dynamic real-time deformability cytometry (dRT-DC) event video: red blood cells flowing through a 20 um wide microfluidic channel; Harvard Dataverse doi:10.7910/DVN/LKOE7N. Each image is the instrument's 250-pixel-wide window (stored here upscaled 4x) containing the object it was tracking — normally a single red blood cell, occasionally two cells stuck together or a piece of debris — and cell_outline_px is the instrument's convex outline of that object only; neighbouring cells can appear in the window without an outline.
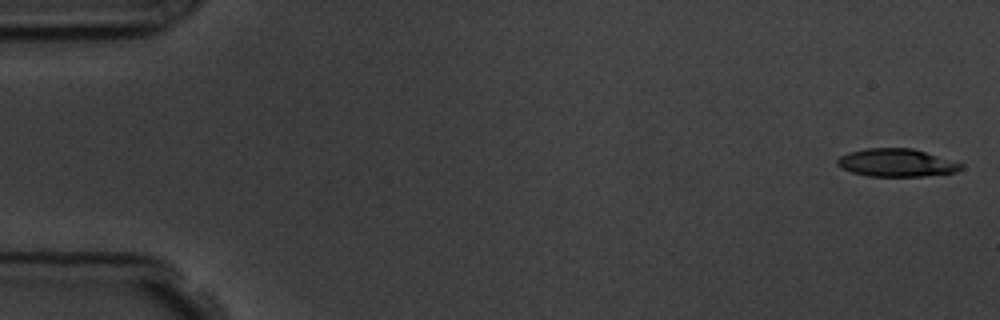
{"species": "common noctule bat (a hibernating species)", "species_latin": "Nyctalus noctula", "temperature_condition": "room temperature", "stored_images_in_passage": 14, "camera_frame_rate_fps": 3000, "um_per_image_px": 0.085, "animal": {"sex": "male", "body_mass_g": 19.5, "forearm_length_mm": 54.6}, "frame": {"image": 1, "passage_image": 1, "time_ms": 0.0, "image_size_px": [1000, 320], "cell_outline_px": [[964, 168], [956, 172], [924, 176], [868, 176], [852, 172], [840, 168], [836, 164], [836, 160], [840, 156], [848, 152], [868, 148], [912, 148], [964, 164]], "centroid_in_image_um": [76.18, 13.83], "position_along_channel_um": 8.8, "area_um2": 20.11}}
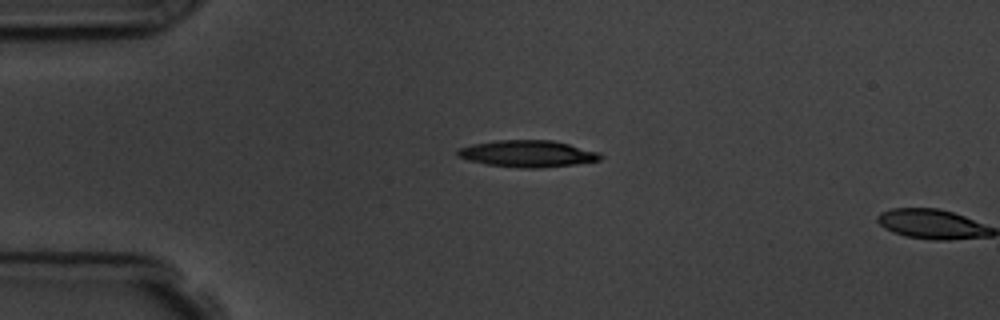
{"frame": {"image": 2, "passage_image": 13, "time_ms": 4.0, "image_size_px": [1000, 320], "cell_outline_px": [[604, 156], [600, 160], [576, 164], [536, 168], [524, 168], [488, 164], [468, 160], [456, 156], [456, 152], [460, 148], [472, 144], [496, 140], [552, 140], [600, 152]], "centroid_in_image_um": [44.86, 13.06], "position_along_channel_um": 40.1, "area_um2": 22.14}}